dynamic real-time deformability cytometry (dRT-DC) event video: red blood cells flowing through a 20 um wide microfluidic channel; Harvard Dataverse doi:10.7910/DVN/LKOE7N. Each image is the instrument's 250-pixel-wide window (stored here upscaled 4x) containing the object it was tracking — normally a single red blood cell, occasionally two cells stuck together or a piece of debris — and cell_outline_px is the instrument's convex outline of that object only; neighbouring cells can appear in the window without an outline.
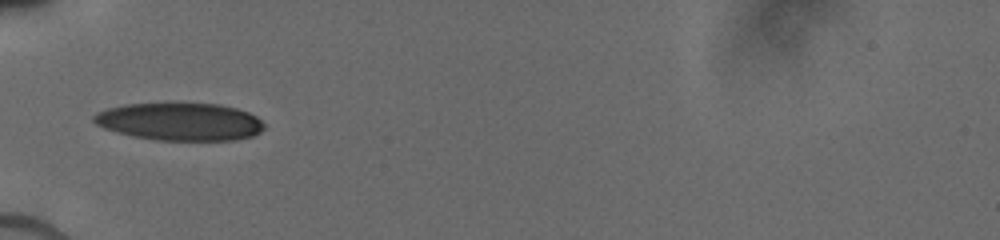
{"species": "human", "species_latin": "Homo sapiens", "temperature_condition": "cold", "stored_images_in_passage": 17, "camera_frame_rate_fps": 3000, "um_per_image_px": 0.085, "donor": {"sex": "male"}, "frame": {"image": 1, "passage_image": 1, "time_ms": 0.0, "image_size_px": [1000, 240], "cell_outline_px": [[264, 128], [260, 132], [252, 136], [236, 140], [156, 140], [132, 136], [116, 132], [104, 128], [96, 124], [92, 120], [92, 116], [96, 112], [108, 108], [124, 104], [220, 104], [236, 108], [248, 112], [256, 116], [264, 124]], "centroid_in_image_um": [15.28, 10.35], "position_along_channel_um": 69.7, "area_um2": 37.34}}
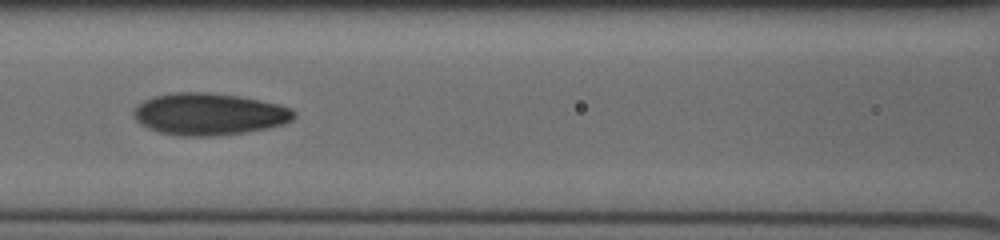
{"frame": {"image": 2, "passage_image": 10, "time_ms": 2.0, "image_size_px": [1000, 240], "cell_outline_px": [[296, 116], [292, 120], [284, 124], [268, 128], [244, 132], [216, 136], [180, 136], [160, 132], [148, 128], [140, 124], [132, 116], [132, 112], [144, 100], [152, 96], [172, 92], [208, 92], [240, 96], [260, 100], [292, 108], [296, 112]], "centroid_in_image_um": [17.77, 9.69], "position_along_channel_um": 148.8, "area_um2": 39.42}}
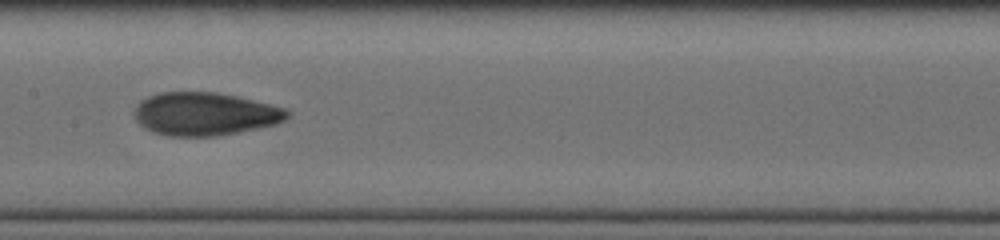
{"frame": {"image": 3, "passage_image": 16, "time_ms": 3.0, "image_size_px": [1000, 240], "cell_outline_px": [[292, 112], [284, 120], [276, 124], [236, 132], [212, 136], [168, 136], [152, 132], [144, 128], [136, 120], [132, 112], [136, 104], [140, 100], [148, 96], [160, 92], [216, 92], [236, 96], [284, 108]], "centroid_in_image_um": [17.35, 9.68], "position_along_channel_um": 190.1, "area_um2": 38.32}}